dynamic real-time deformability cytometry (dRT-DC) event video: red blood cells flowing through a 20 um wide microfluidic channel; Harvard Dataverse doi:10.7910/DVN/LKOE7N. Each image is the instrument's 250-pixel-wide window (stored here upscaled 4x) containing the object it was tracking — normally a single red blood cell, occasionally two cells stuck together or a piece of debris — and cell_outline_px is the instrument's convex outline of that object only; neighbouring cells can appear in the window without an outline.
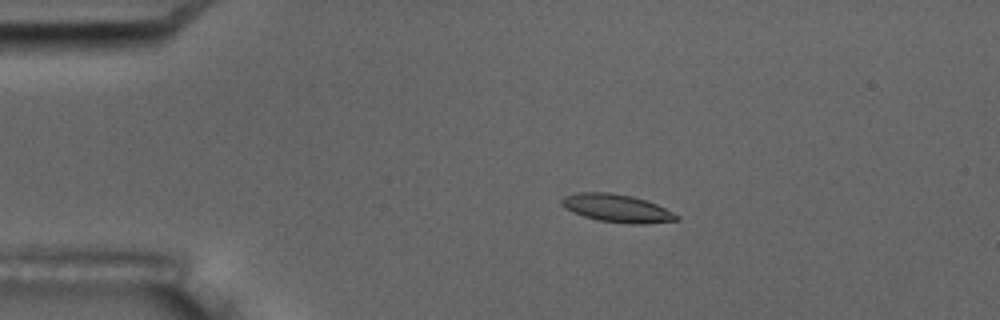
{"species": "common noctule bat (a hibernating species)", "species_latin": "Nyctalus noctula", "temperature_condition": "room temperature", "stored_images_in_passage": 6, "camera_frame_rate_fps": 3000, "um_per_image_px": 0.085, "animal": {"sex": "male", "body_mass_g": 17.5, "forearm_length_mm": 52.3}, "frame": {"image": 1, "passage_image": 4, "time_ms": 3.667, "image_size_px": [1000, 320], "cell_outline_px": [[680, 220], [644, 224], [632, 224], [596, 220], [572, 212], [564, 208], [560, 204], [560, 200], [564, 196], [580, 192], [608, 192], [632, 196], [656, 204], [680, 216]], "centroid_in_image_um": [52.41, 17.7], "position_along_channel_um": 32.6, "area_um2": 18.73}}